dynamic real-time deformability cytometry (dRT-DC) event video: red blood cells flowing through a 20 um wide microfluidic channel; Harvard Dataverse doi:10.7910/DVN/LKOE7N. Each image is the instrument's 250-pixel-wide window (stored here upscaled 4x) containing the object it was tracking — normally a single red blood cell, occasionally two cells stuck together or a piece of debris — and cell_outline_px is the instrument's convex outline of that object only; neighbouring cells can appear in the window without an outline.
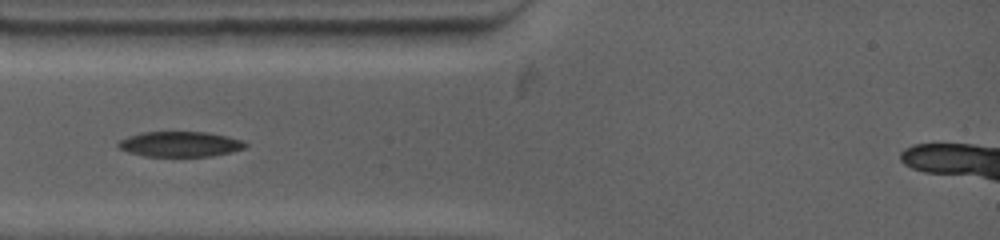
{"species": "common noctule bat (a hibernating species)", "species_latin": "Nyctalus noctula", "temperature_condition": "warm", "stored_images_in_passage": 6, "camera_frame_rate_fps": 4500, "um_per_image_px": 0.085, "animal": {"sex": "female", "body_mass_g": 19.0, "forearm_length_mm": 53.3}, "frame": {"image": 1, "passage_image": 3, "time_ms": 1.333, "image_size_px": [1000, 240], "cell_outline_px": [[248, 144], [244, 148], [232, 152], [212, 156], [144, 156], [128, 152], [120, 148], [116, 144], [120, 140], [128, 136], [140, 132], [208, 132], [228, 136], [240, 140]], "centroid_in_image_um": [15.3, 12.25], "position_along_channel_um": 69.7, "area_um2": 18.73}}
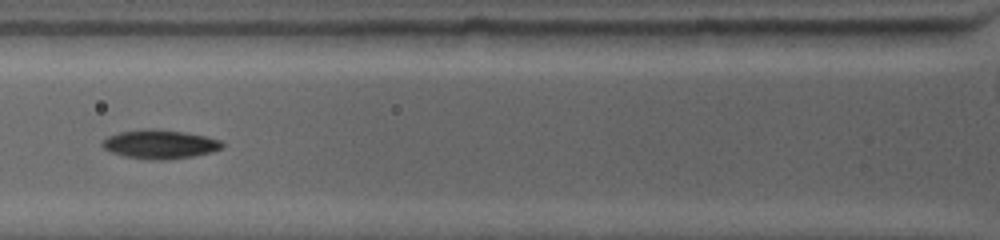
{"frame": {"image": 2, "passage_image": 5, "time_ms": 2.444, "image_size_px": [1000, 240], "cell_outline_px": [[224, 148], [212, 152], [192, 156], [164, 160], [152, 160], [124, 156], [112, 152], [104, 148], [100, 144], [100, 140], [108, 136], [120, 132], [140, 128], [152, 128], [184, 132], [204, 136], [220, 140], [224, 144]], "centroid_in_image_um": [13.56, 12.25], "position_along_channel_um": 112.2, "area_um2": 20.35}}